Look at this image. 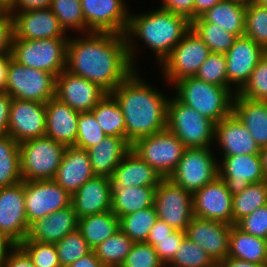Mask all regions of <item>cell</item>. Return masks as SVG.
Returning <instances> with one entry per match:
<instances>
[{
  "label": "cell",
  "mask_w": 267,
  "mask_h": 267,
  "mask_svg": "<svg viewBox=\"0 0 267 267\" xmlns=\"http://www.w3.org/2000/svg\"><path fill=\"white\" fill-rule=\"evenodd\" d=\"M77 36L69 35L67 42L66 70L70 73L94 82L110 94L136 70L125 35L90 32Z\"/></svg>",
  "instance_id": "1"
},
{
  "label": "cell",
  "mask_w": 267,
  "mask_h": 267,
  "mask_svg": "<svg viewBox=\"0 0 267 267\" xmlns=\"http://www.w3.org/2000/svg\"><path fill=\"white\" fill-rule=\"evenodd\" d=\"M155 88L135 70L110 93L124 114L126 139L131 145L167 129L170 98Z\"/></svg>",
  "instance_id": "2"
},
{
  "label": "cell",
  "mask_w": 267,
  "mask_h": 267,
  "mask_svg": "<svg viewBox=\"0 0 267 267\" xmlns=\"http://www.w3.org/2000/svg\"><path fill=\"white\" fill-rule=\"evenodd\" d=\"M191 30V21L182 15L157 8L144 13H131L125 32L130 60L136 70V55L139 53L137 43L144 42L146 49L154 53L158 65L170 55L174 47ZM137 39V41H135ZM148 46V48H147Z\"/></svg>",
  "instance_id": "3"
},
{
  "label": "cell",
  "mask_w": 267,
  "mask_h": 267,
  "mask_svg": "<svg viewBox=\"0 0 267 267\" xmlns=\"http://www.w3.org/2000/svg\"><path fill=\"white\" fill-rule=\"evenodd\" d=\"M174 96L198 111L215 124L233 111L235 92L228 87L216 86L194 77H186L172 85Z\"/></svg>",
  "instance_id": "4"
},
{
  "label": "cell",
  "mask_w": 267,
  "mask_h": 267,
  "mask_svg": "<svg viewBox=\"0 0 267 267\" xmlns=\"http://www.w3.org/2000/svg\"><path fill=\"white\" fill-rule=\"evenodd\" d=\"M69 38L13 39L11 56L17 63L57 77L66 69Z\"/></svg>",
  "instance_id": "5"
},
{
  "label": "cell",
  "mask_w": 267,
  "mask_h": 267,
  "mask_svg": "<svg viewBox=\"0 0 267 267\" xmlns=\"http://www.w3.org/2000/svg\"><path fill=\"white\" fill-rule=\"evenodd\" d=\"M66 146L43 136L19 144L22 181L53 180Z\"/></svg>",
  "instance_id": "6"
},
{
  "label": "cell",
  "mask_w": 267,
  "mask_h": 267,
  "mask_svg": "<svg viewBox=\"0 0 267 267\" xmlns=\"http://www.w3.org/2000/svg\"><path fill=\"white\" fill-rule=\"evenodd\" d=\"M167 129L186 148L214 146L215 123L175 96L168 103Z\"/></svg>",
  "instance_id": "7"
},
{
  "label": "cell",
  "mask_w": 267,
  "mask_h": 267,
  "mask_svg": "<svg viewBox=\"0 0 267 267\" xmlns=\"http://www.w3.org/2000/svg\"><path fill=\"white\" fill-rule=\"evenodd\" d=\"M215 154L212 147L185 148L169 179L193 194L219 176L218 158Z\"/></svg>",
  "instance_id": "8"
},
{
  "label": "cell",
  "mask_w": 267,
  "mask_h": 267,
  "mask_svg": "<svg viewBox=\"0 0 267 267\" xmlns=\"http://www.w3.org/2000/svg\"><path fill=\"white\" fill-rule=\"evenodd\" d=\"M56 77L11 59L5 93L15 99L46 103L55 96Z\"/></svg>",
  "instance_id": "9"
},
{
  "label": "cell",
  "mask_w": 267,
  "mask_h": 267,
  "mask_svg": "<svg viewBox=\"0 0 267 267\" xmlns=\"http://www.w3.org/2000/svg\"><path fill=\"white\" fill-rule=\"evenodd\" d=\"M185 148L168 129L140 138L132 144V150L163 178H169L175 171Z\"/></svg>",
  "instance_id": "10"
},
{
  "label": "cell",
  "mask_w": 267,
  "mask_h": 267,
  "mask_svg": "<svg viewBox=\"0 0 267 267\" xmlns=\"http://www.w3.org/2000/svg\"><path fill=\"white\" fill-rule=\"evenodd\" d=\"M210 54L208 46L191 29L160 65L164 81L172 87L183 78L194 77Z\"/></svg>",
  "instance_id": "11"
},
{
  "label": "cell",
  "mask_w": 267,
  "mask_h": 267,
  "mask_svg": "<svg viewBox=\"0 0 267 267\" xmlns=\"http://www.w3.org/2000/svg\"><path fill=\"white\" fill-rule=\"evenodd\" d=\"M153 205L158 219L175 230L185 231L194 216L192 193L169 178H163L157 186Z\"/></svg>",
  "instance_id": "12"
},
{
  "label": "cell",
  "mask_w": 267,
  "mask_h": 267,
  "mask_svg": "<svg viewBox=\"0 0 267 267\" xmlns=\"http://www.w3.org/2000/svg\"><path fill=\"white\" fill-rule=\"evenodd\" d=\"M24 187L29 226L34 221L71 205L72 196L54 180L24 181Z\"/></svg>",
  "instance_id": "13"
},
{
  "label": "cell",
  "mask_w": 267,
  "mask_h": 267,
  "mask_svg": "<svg viewBox=\"0 0 267 267\" xmlns=\"http://www.w3.org/2000/svg\"><path fill=\"white\" fill-rule=\"evenodd\" d=\"M86 33L112 32L124 35L130 9L126 0H80Z\"/></svg>",
  "instance_id": "14"
},
{
  "label": "cell",
  "mask_w": 267,
  "mask_h": 267,
  "mask_svg": "<svg viewBox=\"0 0 267 267\" xmlns=\"http://www.w3.org/2000/svg\"><path fill=\"white\" fill-rule=\"evenodd\" d=\"M24 181L0 188V232L16 245L24 241L29 232L26 218Z\"/></svg>",
  "instance_id": "15"
},
{
  "label": "cell",
  "mask_w": 267,
  "mask_h": 267,
  "mask_svg": "<svg viewBox=\"0 0 267 267\" xmlns=\"http://www.w3.org/2000/svg\"><path fill=\"white\" fill-rule=\"evenodd\" d=\"M195 217L233 225V196L219 176L192 194Z\"/></svg>",
  "instance_id": "16"
},
{
  "label": "cell",
  "mask_w": 267,
  "mask_h": 267,
  "mask_svg": "<svg viewBox=\"0 0 267 267\" xmlns=\"http://www.w3.org/2000/svg\"><path fill=\"white\" fill-rule=\"evenodd\" d=\"M265 53L266 51L249 37H238L224 54L228 88L235 94L238 93L248 82L252 71Z\"/></svg>",
  "instance_id": "17"
},
{
  "label": "cell",
  "mask_w": 267,
  "mask_h": 267,
  "mask_svg": "<svg viewBox=\"0 0 267 267\" xmlns=\"http://www.w3.org/2000/svg\"><path fill=\"white\" fill-rule=\"evenodd\" d=\"M45 103L12 98L8 135L19 144L26 140L45 136Z\"/></svg>",
  "instance_id": "18"
},
{
  "label": "cell",
  "mask_w": 267,
  "mask_h": 267,
  "mask_svg": "<svg viewBox=\"0 0 267 267\" xmlns=\"http://www.w3.org/2000/svg\"><path fill=\"white\" fill-rule=\"evenodd\" d=\"M107 93L94 82L63 70L56 77L55 97L78 112H90Z\"/></svg>",
  "instance_id": "19"
},
{
  "label": "cell",
  "mask_w": 267,
  "mask_h": 267,
  "mask_svg": "<svg viewBox=\"0 0 267 267\" xmlns=\"http://www.w3.org/2000/svg\"><path fill=\"white\" fill-rule=\"evenodd\" d=\"M230 230L231 225L193 216L185 232L218 265L229 255Z\"/></svg>",
  "instance_id": "20"
},
{
  "label": "cell",
  "mask_w": 267,
  "mask_h": 267,
  "mask_svg": "<svg viewBox=\"0 0 267 267\" xmlns=\"http://www.w3.org/2000/svg\"><path fill=\"white\" fill-rule=\"evenodd\" d=\"M9 13L14 22L13 39L69 38L51 8Z\"/></svg>",
  "instance_id": "21"
},
{
  "label": "cell",
  "mask_w": 267,
  "mask_h": 267,
  "mask_svg": "<svg viewBox=\"0 0 267 267\" xmlns=\"http://www.w3.org/2000/svg\"><path fill=\"white\" fill-rule=\"evenodd\" d=\"M218 166L219 177L226 182L232 196L241 193L250 183L265 180L260 155L222 157Z\"/></svg>",
  "instance_id": "22"
},
{
  "label": "cell",
  "mask_w": 267,
  "mask_h": 267,
  "mask_svg": "<svg viewBox=\"0 0 267 267\" xmlns=\"http://www.w3.org/2000/svg\"><path fill=\"white\" fill-rule=\"evenodd\" d=\"M215 143L223 151L220 157L260 155V147L233 112L215 124Z\"/></svg>",
  "instance_id": "23"
},
{
  "label": "cell",
  "mask_w": 267,
  "mask_h": 267,
  "mask_svg": "<svg viewBox=\"0 0 267 267\" xmlns=\"http://www.w3.org/2000/svg\"><path fill=\"white\" fill-rule=\"evenodd\" d=\"M71 200L78 218L111 211V178L94 176L72 195Z\"/></svg>",
  "instance_id": "24"
},
{
  "label": "cell",
  "mask_w": 267,
  "mask_h": 267,
  "mask_svg": "<svg viewBox=\"0 0 267 267\" xmlns=\"http://www.w3.org/2000/svg\"><path fill=\"white\" fill-rule=\"evenodd\" d=\"M46 133L45 136L66 147L75 146L78 130V111L53 97L45 103Z\"/></svg>",
  "instance_id": "25"
},
{
  "label": "cell",
  "mask_w": 267,
  "mask_h": 267,
  "mask_svg": "<svg viewBox=\"0 0 267 267\" xmlns=\"http://www.w3.org/2000/svg\"><path fill=\"white\" fill-rule=\"evenodd\" d=\"M94 176L87 150L69 146L53 180L72 196Z\"/></svg>",
  "instance_id": "26"
},
{
  "label": "cell",
  "mask_w": 267,
  "mask_h": 267,
  "mask_svg": "<svg viewBox=\"0 0 267 267\" xmlns=\"http://www.w3.org/2000/svg\"><path fill=\"white\" fill-rule=\"evenodd\" d=\"M79 218L72 204L48 216L34 221L25 240L55 244L68 233L78 229Z\"/></svg>",
  "instance_id": "27"
},
{
  "label": "cell",
  "mask_w": 267,
  "mask_h": 267,
  "mask_svg": "<svg viewBox=\"0 0 267 267\" xmlns=\"http://www.w3.org/2000/svg\"><path fill=\"white\" fill-rule=\"evenodd\" d=\"M163 177L132 149L123 157L111 177L112 188L157 187Z\"/></svg>",
  "instance_id": "28"
},
{
  "label": "cell",
  "mask_w": 267,
  "mask_h": 267,
  "mask_svg": "<svg viewBox=\"0 0 267 267\" xmlns=\"http://www.w3.org/2000/svg\"><path fill=\"white\" fill-rule=\"evenodd\" d=\"M132 149L126 138L106 136L97 145L87 150L95 176L111 178L123 157Z\"/></svg>",
  "instance_id": "29"
},
{
  "label": "cell",
  "mask_w": 267,
  "mask_h": 267,
  "mask_svg": "<svg viewBox=\"0 0 267 267\" xmlns=\"http://www.w3.org/2000/svg\"><path fill=\"white\" fill-rule=\"evenodd\" d=\"M247 0H221L191 23H213L225 31L244 36Z\"/></svg>",
  "instance_id": "30"
},
{
  "label": "cell",
  "mask_w": 267,
  "mask_h": 267,
  "mask_svg": "<svg viewBox=\"0 0 267 267\" xmlns=\"http://www.w3.org/2000/svg\"><path fill=\"white\" fill-rule=\"evenodd\" d=\"M232 112L248 129L260 149L267 147V101L250 100L236 93Z\"/></svg>",
  "instance_id": "31"
},
{
  "label": "cell",
  "mask_w": 267,
  "mask_h": 267,
  "mask_svg": "<svg viewBox=\"0 0 267 267\" xmlns=\"http://www.w3.org/2000/svg\"><path fill=\"white\" fill-rule=\"evenodd\" d=\"M228 257L267 266V240L231 225Z\"/></svg>",
  "instance_id": "32"
},
{
  "label": "cell",
  "mask_w": 267,
  "mask_h": 267,
  "mask_svg": "<svg viewBox=\"0 0 267 267\" xmlns=\"http://www.w3.org/2000/svg\"><path fill=\"white\" fill-rule=\"evenodd\" d=\"M157 187L112 188L111 211L120 218L153 206Z\"/></svg>",
  "instance_id": "33"
},
{
  "label": "cell",
  "mask_w": 267,
  "mask_h": 267,
  "mask_svg": "<svg viewBox=\"0 0 267 267\" xmlns=\"http://www.w3.org/2000/svg\"><path fill=\"white\" fill-rule=\"evenodd\" d=\"M78 229L93 250L120 229L119 218L112 211L87 215L79 218Z\"/></svg>",
  "instance_id": "34"
},
{
  "label": "cell",
  "mask_w": 267,
  "mask_h": 267,
  "mask_svg": "<svg viewBox=\"0 0 267 267\" xmlns=\"http://www.w3.org/2000/svg\"><path fill=\"white\" fill-rule=\"evenodd\" d=\"M90 112L107 136L126 138L124 114L111 94H106Z\"/></svg>",
  "instance_id": "35"
},
{
  "label": "cell",
  "mask_w": 267,
  "mask_h": 267,
  "mask_svg": "<svg viewBox=\"0 0 267 267\" xmlns=\"http://www.w3.org/2000/svg\"><path fill=\"white\" fill-rule=\"evenodd\" d=\"M21 181L19 143L10 135L0 136V188Z\"/></svg>",
  "instance_id": "36"
},
{
  "label": "cell",
  "mask_w": 267,
  "mask_h": 267,
  "mask_svg": "<svg viewBox=\"0 0 267 267\" xmlns=\"http://www.w3.org/2000/svg\"><path fill=\"white\" fill-rule=\"evenodd\" d=\"M133 244L134 242L121 229H118L93 251L105 267H120Z\"/></svg>",
  "instance_id": "37"
},
{
  "label": "cell",
  "mask_w": 267,
  "mask_h": 267,
  "mask_svg": "<svg viewBox=\"0 0 267 267\" xmlns=\"http://www.w3.org/2000/svg\"><path fill=\"white\" fill-rule=\"evenodd\" d=\"M266 204L267 181L250 183L241 193L233 196V225Z\"/></svg>",
  "instance_id": "38"
},
{
  "label": "cell",
  "mask_w": 267,
  "mask_h": 267,
  "mask_svg": "<svg viewBox=\"0 0 267 267\" xmlns=\"http://www.w3.org/2000/svg\"><path fill=\"white\" fill-rule=\"evenodd\" d=\"M158 220L154 205L119 218L120 229L133 242H146L154 223Z\"/></svg>",
  "instance_id": "39"
},
{
  "label": "cell",
  "mask_w": 267,
  "mask_h": 267,
  "mask_svg": "<svg viewBox=\"0 0 267 267\" xmlns=\"http://www.w3.org/2000/svg\"><path fill=\"white\" fill-rule=\"evenodd\" d=\"M51 10L57 17L61 27L68 34L73 30L86 34V24L80 0H52Z\"/></svg>",
  "instance_id": "40"
},
{
  "label": "cell",
  "mask_w": 267,
  "mask_h": 267,
  "mask_svg": "<svg viewBox=\"0 0 267 267\" xmlns=\"http://www.w3.org/2000/svg\"><path fill=\"white\" fill-rule=\"evenodd\" d=\"M191 29L203 40L211 53L225 54L238 38L213 23H191Z\"/></svg>",
  "instance_id": "41"
},
{
  "label": "cell",
  "mask_w": 267,
  "mask_h": 267,
  "mask_svg": "<svg viewBox=\"0 0 267 267\" xmlns=\"http://www.w3.org/2000/svg\"><path fill=\"white\" fill-rule=\"evenodd\" d=\"M166 267H217V264L202 247L185 236Z\"/></svg>",
  "instance_id": "42"
},
{
  "label": "cell",
  "mask_w": 267,
  "mask_h": 267,
  "mask_svg": "<svg viewBox=\"0 0 267 267\" xmlns=\"http://www.w3.org/2000/svg\"><path fill=\"white\" fill-rule=\"evenodd\" d=\"M244 36L267 51V7L247 0Z\"/></svg>",
  "instance_id": "43"
},
{
  "label": "cell",
  "mask_w": 267,
  "mask_h": 267,
  "mask_svg": "<svg viewBox=\"0 0 267 267\" xmlns=\"http://www.w3.org/2000/svg\"><path fill=\"white\" fill-rule=\"evenodd\" d=\"M55 246L61 267L73 264L92 251L79 229L68 233L62 240L55 243Z\"/></svg>",
  "instance_id": "44"
},
{
  "label": "cell",
  "mask_w": 267,
  "mask_h": 267,
  "mask_svg": "<svg viewBox=\"0 0 267 267\" xmlns=\"http://www.w3.org/2000/svg\"><path fill=\"white\" fill-rule=\"evenodd\" d=\"M106 136L91 112L79 113L75 147L88 150Z\"/></svg>",
  "instance_id": "45"
},
{
  "label": "cell",
  "mask_w": 267,
  "mask_h": 267,
  "mask_svg": "<svg viewBox=\"0 0 267 267\" xmlns=\"http://www.w3.org/2000/svg\"><path fill=\"white\" fill-rule=\"evenodd\" d=\"M238 94L254 101H267V52L259 60L248 82Z\"/></svg>",
  "instance_id": "46"
},
{
  "label": "cell",
  "mask_w": 267,
  "mask_h": 267,
  "mask_svg": "<svg viewBox=\"0 0 267 267\" xmlns=\"http://www.w3.org/2000/svg\"><path fill=\"white\" fill-rule=\"evenodd\" d=\"M195 77L209 84L228 87L225 55L211 53L199 67Z\"/></svg>",
  "instance_id": "47"
},
{
  "label": "cell",
  "mask_w": 267,
  "mask_h": 267,
  "mask_svg": "<svg viewBox=\"0 0 267 267\" xmlns=\"http://www.w3.org/2000/svg\"><path fill=\"white\" fill-rule=\"evenodd\" d=\"M19 246L28 254L35 267H61L55 244L24 240Z\"/></svg>",
  "instance_id": "48"
},
{
  "label": "cell",
  "mask_w": 267,
  "mask_h": 267,
  "mask_svg": "<svg viewBox=\"0 0 267 267\" xmlns=\"http://www.w3.org/2000/svg\"><path fill=\"white\" fill-rule=\"evenodd\" d=\"M120 267H165L154 247L147 242H134Z\"/></svg>",
  "instance_id": "49"
},
{
  "label": "cell",
  "mask_w": 267,
  "mask_h": 267,
  "mask_svg": "<svg viewBox=\"0 0 267 267\" xmlns=\"http://www.w3.org/2000/svg\"><path fill=\"white\" fill-rule=\"evenodd\" d=\"M185 236V231L175 230L166 238L147 239L146 242L154 247L159 260L166 266L173 259Z\"/></svg>",
  "instance_id": "50"
},
{
  "label": "cell",
  "mask_w": 267,
  "mask_h": 267,
  "mask_svg": "<svg viewBox=\"0 0 267 267\" xmlns=\"http://www.w3.org/2000/svg\"><path fill=\"white\" fill-rule=\"evenodd\" d=\"M235 225L243 232L267 240V204L243 217Z\"/></svg>",
  "instance_id": "51"
},
{
  "label": "cell",
  "mask_w": 267,
  "mask_h": 267,
  "mask_svg": "<svg viewBox=\"0 0 267 267\" xmlns=\"http://www.w3.org/2000/svg\"><path fill=\"white\" fill-rule=\"evenodd\" d=\"M13 38V17L9 12L4 11L0 15V55H11Z\"/></svg>",
  "instance_id": "52"
},
{
  "label": "cell",
  "mask_w": 267,
  "mask_h": 267,
  "mask_svg": "<svg viewBox=\"0 0 267 267\" xmlns=\"http://www.w3.org/2000/svg\"><path fill=\"white\" fill-rule=\"evenodd\" d=\"M159 8L194 20V0H161Z\"/></svg>",
  "instance_id": "53"
},
{
  "label": "cell",
  "mask_w": 267,
  "mask_h": 267,
  "mask_svg": "<svg viewBox=\"0 0 267 267\" xmlns=\"http://www.w3.org/2000/svg\"><path fill=\"white\" fill-rule=\"evenodd\" d=\"M2 267H35L28 254L16 245L4 260Z\"/></svg>",
  "instance_id": "54"
},
{
  "label": "cell",
  "mask_w": 267,
  "mask_h": 267,
  "mask_svg": "<svg viewBox=\"0 0 267 267\" xmlns=\"http://www.w3.org/2000/svg\"><path fill=\"white\" fill-rule=\"evenodd\" d=\"M52 0H15L6 10L7 12H20L36 9L50 8Z\"/></svg>",
  "instance_id": "55"
},
{
  "label": "cell",
  "mask_w": 267,
  "mask_h": 267,
  "mask_svg": "<svg viewBox=\"0 0 267 267\" xmlns=\"http://www.w3.org/2000/svg\"><path fill=\"white\" fill-rule=\"evenodd\" d=\"M12 97L7 93L0 94V136L8 135L9 114Z\"/></svg>",
  "instance_id": "56"
},
{
  "label": "cell",
  "mask_w": 267,
  "mask_h": 267,
  "mask_svg": "<svg viewBox=\"0 0 267 267\" xmlns=\"http://www.w3.org/2000/svg\"><path fill=\"white\" fill-rule=\"evenodd\" d=\"M175 229L165 221L158 219L150 230L147 239H163L168 237Z\"/></svg>",
  "instance_id": "57"
},
{
  "label": "cell",
  "mask_w": 267,
  "mask_h": 267,
  "mask_svg": "<svg viewBox=\"0 0 267 267\" xmlns=\"http://www.w3.org/2000/svg\"><path fill=\"white\" fill-rule=\"evenodd\" d=\"M66 267H105V266L96 257L95 252L92 250L87 255L79 258L73 264Z\"/></svg>",
  "instance_id": "58"
},
{
  "label": "cell",
  "mask_w": 267,
  "mask_h": 267,
  "mask_svg": "<svg viewBox=\"0 0 267 267\" xmlns=\"http://www.w3.org/2000/svg\"><path fill=\"white\" fill-rule=\"evenodd\" d=\"M11 55H0V91L5 92Z\"/></svg>",
  "instance_id": "59"
},
{
  "label": "cell",
  "mask_w": 267,
  "mask_h": 267,
  "mask_svg": "<svg viewBox=\"0 0 267 267\" xmlns=\"http://www.w3.org/2000/svg\"><path fill=\"white\" fill-rule=\"evenodd\" d=\"M16 244L5 234L0 232V267L3 266L4 260Z\"/></svg>",
  "instance_id": "60"
},
{
  "label": "cell",
  "mask_w": 267,
  "mask_h": 267,
  "mask_svg": "<svg viewBox=\"0 0 267 267\" xmlns=\"http://www.w3.org/2000/svg\"><path fill=\"white\" fill-rule=\"evenodd\" d=\"M220 1L221 0H194V19L199 18Z\"/></svg>",
  "instance_id": "61"
},
{
  "label": "cell",
  "mask_w": 267,
  "mask_h": 267,
  "mask_svg": "<svg viewBox=\"0 0 267 267\" xmlns=\"http://www.w3.org/2000/svg\"><path fill=\"white\" fill-rule=\"evenodd\" d=\"M217 267H267V266L255 264L244 260H239L236 258L226 257L222 262H220L217 265Z\"/></svg>",
  "instance_id": "62"
},
{
  "label": "cell",
  "mask_w": 267,
  "mask_h": 267,
  "mask_svg": "<svg viewBox=\"0 0 267 267\" xmlns=\"http://www.w3.org/2000/svg\"><path fill=\"white\" fill-rule=\"evenodd\" d=\"M260 157H261L265 180L267 181V147L261 148Z\"/></svg>",
  "instance_id": "63"
},
{
  "label": "cell",
  "mask_w": 267,
  "mask_h": 267,
  "mask_svg": "<svg viewBox=\"0 0 267 267\" xmlns=\"http://www.w3.org/2000/svg\"><path fill=\"white\" fill-rule=\"evenodd\" d=\"M15 0H0V6L6 11Z\"/></svg>",
  "instance_id": "64"
},
{
  "label": "cell",
  "mask_w": 267,
  "mask_h": 267,
  "mask_svg": "<svg viewBox=\"0 0 267 267\" xmlns=\"http://www.w3.org/2000/svg\"><path fill=\"white\" fill-rule=\"evenodd\" d=\"M254 2H256L258 5L267 7V0H252Z\"/></svg>",
  "instance_id": "65"
},
{
  "label": "cell",
  "mask_w": 267,
  "mask_h": 267,
  "mask_svg": "<svg viewBox=\"0 0 267 267\" xmlns=\"http://www.w3.org/2000/svg\"><path fill=\"white\" fill-rule=\"evenodd\" d=\"M5 10L0 6V15L4 12Z\"/></svg>",
  "instance_id": "66"
}]
</instances>
